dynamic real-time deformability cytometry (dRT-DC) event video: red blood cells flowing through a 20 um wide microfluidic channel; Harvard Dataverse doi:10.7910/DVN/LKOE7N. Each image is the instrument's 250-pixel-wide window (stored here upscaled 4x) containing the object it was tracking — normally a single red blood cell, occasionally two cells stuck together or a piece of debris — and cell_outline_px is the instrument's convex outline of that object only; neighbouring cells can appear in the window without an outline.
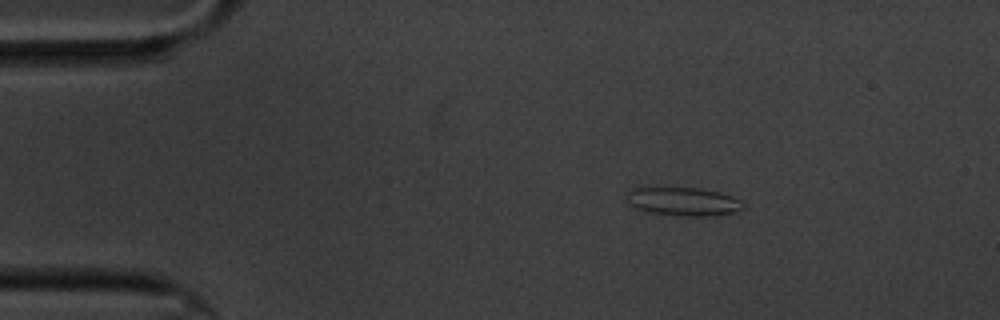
{"species": "common noctule bat (a hibernating species)", "species_latin": "Nyctalus noctula", "temperature_condition": "cold", "stored_images_in_passage": 51, "camera_frame_rate_fps": 3000, "um_per_image_px": 0.085, "animal": {"sex": "male", "body_mass_g": 20.1, "forearm_length_mm": 53.5}, "frame": {"image": 1, "passage_image": 1, "time_ms": 0.0, "image_size_px": [1000, 320], "cell_outline_px": [[744, 208], [736, 212], [708, 216], [684, 216], [644, 212], [628, 204], [628, 192], [636, 188], [700, 188], [720, 192], [732, 196], [740, 200], [744, 204]], "centroid_in_image_um": [58.11, 17.14], "position_along_channel_um": 26.9, "area_um2": 19.31}}
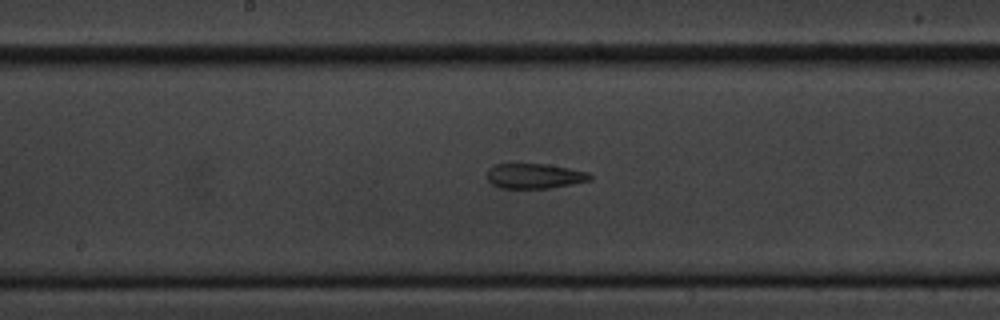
{"frame": {"image": 2, "passage_image": 22, "time_ms": 7.0, "image_size_px": [1000, 320], "cell_outline_px": [[592, 180], [548, 188], [500, 188], [492, 184], [488, 180], [488, 168], [492, 164], [548, 164], [588, 172], [592, 176]], "centroid_in_image_um": [45.42, 14.95], "position_along_channel_um": 202.8, "area_um2": 14.97}}
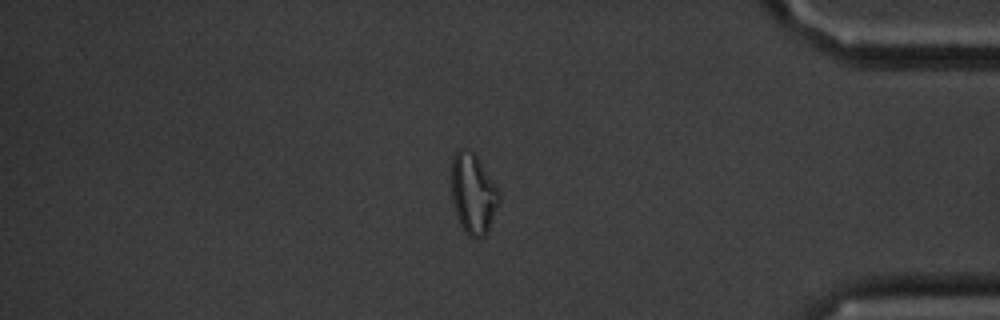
{"frame": {"image": 3, "passage_image": 42, "time_ms": 13.667, "image_size_px": [1000, 320], "cell_outline_px": [[500, 200], [488, 228], [484, 236], [480, 240], [468, 236], [464, 232], [460, 224], [452, 200], [452, 156], [460, 148], [468, 148], [476, 156], [496, 184], [500, 192]], "centroid_in_image_um": [40.22, 16.46], "position_along_channel_um": 395.0, "area_um2": 22.25}, "authors_computed_cell_mechanics": {"area_um2": 16.2418, "velocity_mm_per_s": 3.329, "shape_relaxation_time_tau1_ms": null, "shape_relaxation_time_tau2_ms": 3.0198, "deformation_change_tau1": null, "deformation_change_tau2": 0.1232}}